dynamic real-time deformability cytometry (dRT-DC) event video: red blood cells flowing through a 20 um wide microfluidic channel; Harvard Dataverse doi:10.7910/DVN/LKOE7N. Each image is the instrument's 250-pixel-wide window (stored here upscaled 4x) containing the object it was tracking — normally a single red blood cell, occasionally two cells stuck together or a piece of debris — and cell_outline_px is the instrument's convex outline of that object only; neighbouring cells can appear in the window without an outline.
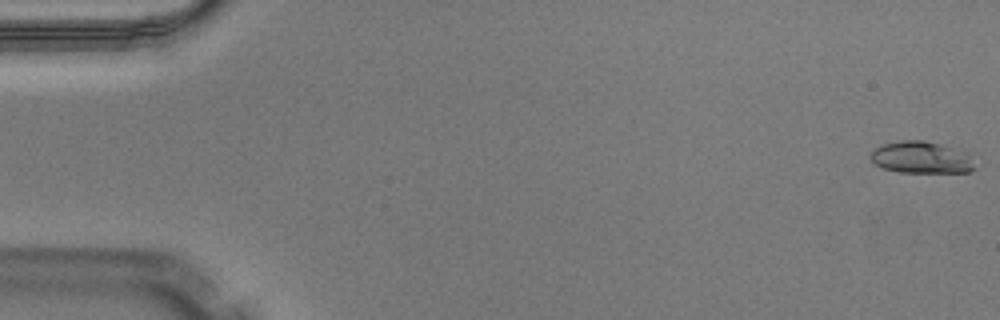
{"species": "Egyptian fruit bat (a non-hibernating species)", "species_latin": "Rousettus aegyptiacus", "temperature_condition": "warm", "stored_images_in_passage": 47, "camera_frame_rate_fps": 3000, "um_per_image_px": 0.085, "animal": {"sex": "male"}, "frame": {"image": 1, "passage_image": 1, "time_ms": 0.0, "image_size_px": [1000, 320], "cell_outline_px": [[976, 168], [968, 172], [900, 172], [884, 168], [876, 164], [868, 156], [876, 148], [884, 144], [900, 140], [924, 140], [940, 144], [968, 152], [976, 164]], "centroid_in_image_um": [78.36, 13.38], "position_along_channel_um": 6.6, "area_um2": 19.42}}
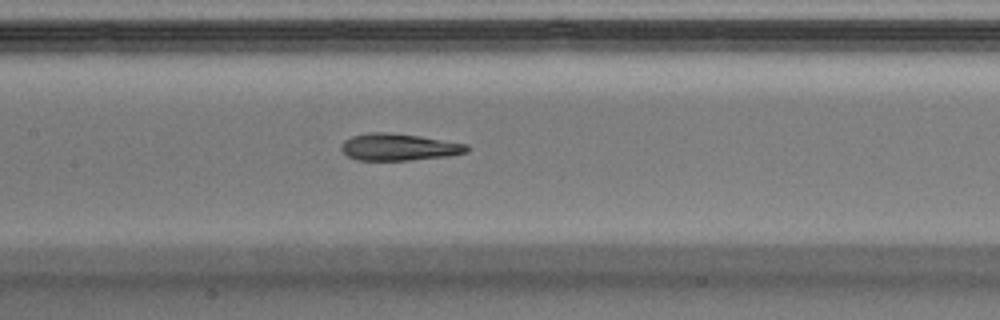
{"frame": {"image": 2, "passage_image": 24, "time_ms": 7.667, "image_size_px": [1000, 320], "cell_outline_px": [[472, 148], [468, 152], [448, 156], [412, 160], [356, 160], [348, 156], [340, 148], [340, 144], [344, 140], [352, 136], [368, 132], [384, 132], [420, 136], [468, 144]], "centroid_in_image_um": [33.92, 12.5], "position_along_channel_um": 173.5, "area_um2": 19.88}}
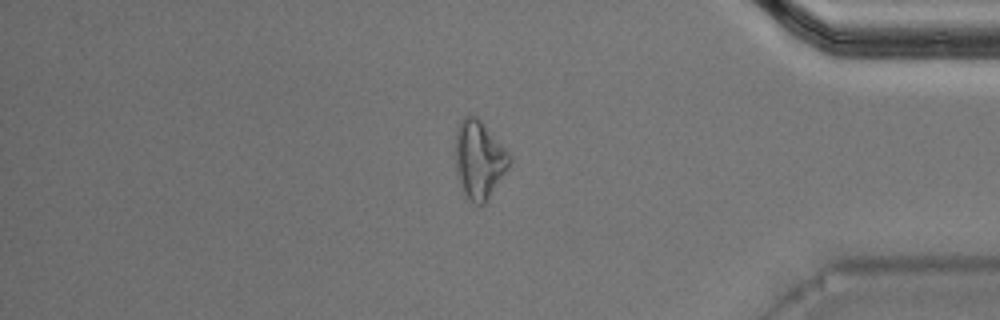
{"frame": {"image": 3, "passage_image": 42, "time_ms": 13.667, "image_size_px": [1000, 320], "cell_outline_px": [[512, 160], [508, 168], [484, 204], [476, 204], [464, 192], [456, 176], [456, 128], [460, 120], [464, 116], [476, 116], [480, 120], [508, 152]], "centroid_in_image_um": [40.71, 13.54], "position_along_channel_um": 394.5, "area_um2": 24.1}}